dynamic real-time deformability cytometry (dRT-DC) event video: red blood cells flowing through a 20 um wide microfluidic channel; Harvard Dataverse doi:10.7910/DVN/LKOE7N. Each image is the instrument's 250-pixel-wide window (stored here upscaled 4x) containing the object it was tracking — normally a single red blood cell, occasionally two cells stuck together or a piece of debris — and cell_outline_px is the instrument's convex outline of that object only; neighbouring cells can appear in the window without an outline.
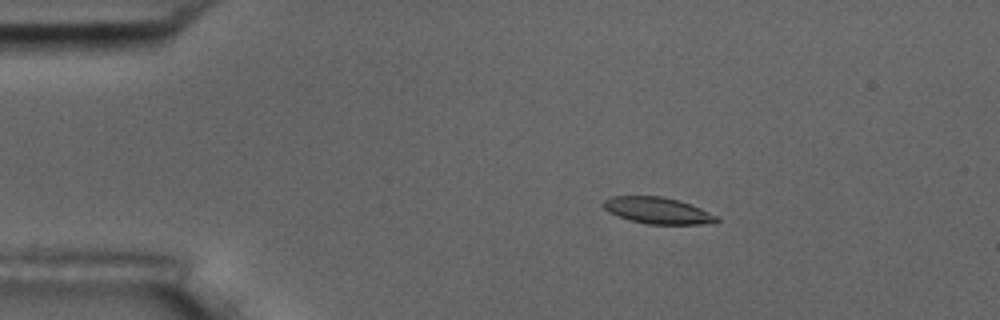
{"species": "common noctule bat (a hibernating species)", "species_latin": "Nyctalus noctula", "temperature_condition": "room temperature", "stored_images_in_passage": 55, "camera_frame_rate_fps": 3000, "um_per_image_px": 0.085, "animal": {"sex": "male", "body_mass_g": 17.5, "forearm_length_mm": 52.3}, "frame": {"image": 1, "passage_image": 10, "time_ms": 3.0, "image_size_px": [1000, 320], "cell_outline_px": [[720, 220], [716, 224], [648, 224], [628, 220], [608, 212], [604, 208], [604, 200], [612, 196], [660, 196], [680, 200], [700, 208], [716, 216]], "centroid_in_image_um": [55.92, 17.9], "position_along_channel_um": 29.1, "area_um2": 17.51}}
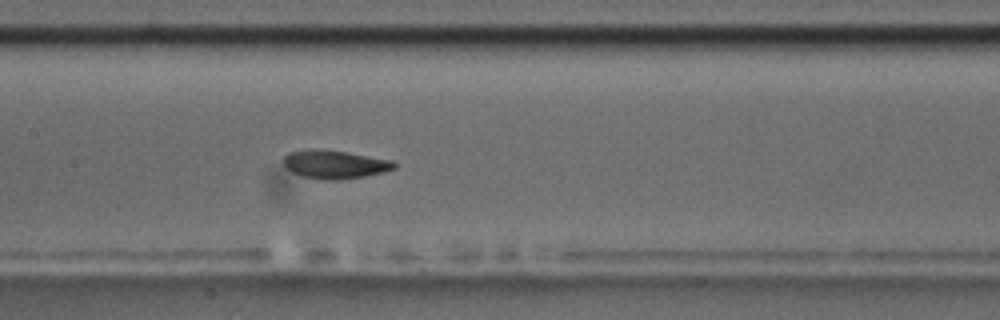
{"frame": {"image": 2, "passage_image": 27, "time_ms": 8.667, "image_size_px": [1000, 320], "cell_outline_px": [[396, 168], [384, 172], [364, 176], [340, 180], [320, 180], [304, 176], [292, 172], [284, 168], [284, 156], [288, 152], [308, 148], [316, 148], [344, 152], [392, 160], [396, 164]], "centroid_in_image_um": [28.41, 13.97], "position_along_channel_um": 179.0, "area_um2": 18.44}}
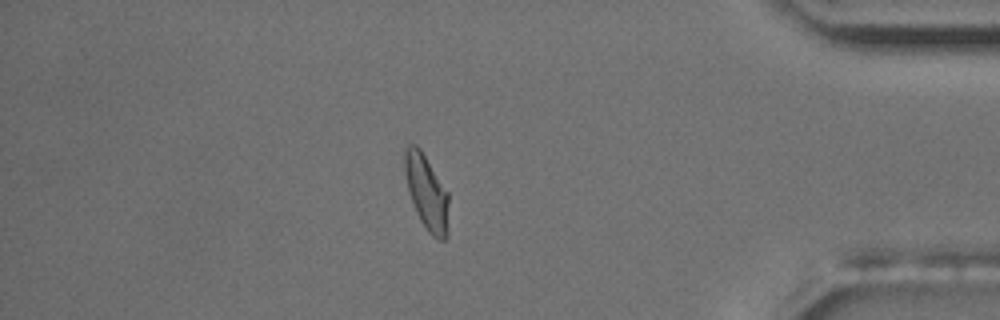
{"frame": {"image": 3, "passage_image": 48, "time_ms": 15.667, "image_size_px": [1000, 320], "cell_outline_px": [[448, 236], [444, 240], [440, 240], [432, 236], [428, 232], [420, 220], [416, 212], [408, 188], [404, 172], [404, 152], [408, 144], [416, 144], [420, 148], [448, 192]], "centroid_in_image_um": [36.27, 16.35], "position_along_channel_um": 398.9, "area_um2": 19.19}, "authors_computed_cell_mechanics": {"area_um2": 18.1492, "velocity_mm_per_s": 3.6486, "shape_relaxation_time_tau1_ms": 4.5763, "shape_relaxation_time_tau2_ms": 2.3372, "deformation_change_tau1": 0.1645, "deformation_change_tau2": 0.079}}